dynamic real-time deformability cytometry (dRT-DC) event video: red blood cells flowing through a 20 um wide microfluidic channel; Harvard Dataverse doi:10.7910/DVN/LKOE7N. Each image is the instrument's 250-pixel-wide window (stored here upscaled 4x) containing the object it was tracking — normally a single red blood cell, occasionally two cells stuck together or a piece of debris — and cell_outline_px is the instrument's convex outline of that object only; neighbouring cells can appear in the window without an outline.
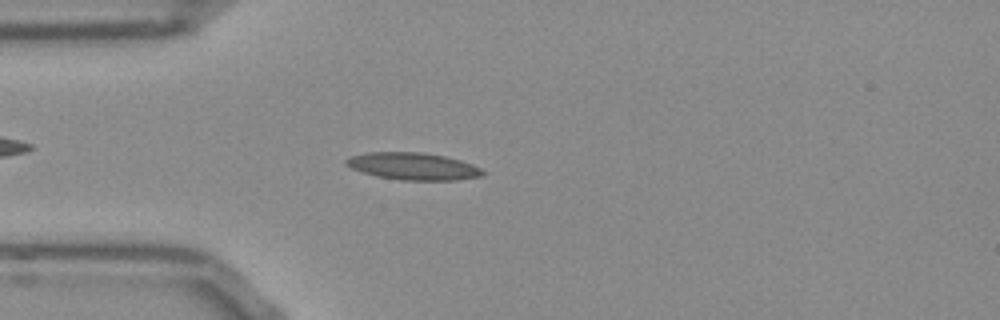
{"species": "Egyptian fruit bat (a non-hibernating species)", "species_latin": "Rousettus aegyptiacus", "temperature_condition": "room temperature", "stored_images_in_passage": 40, "camera_frame_rate_fps": 3000, "um_per_image_px": 0.085, "frame": {"image": 1, "passage_image": 1, "time_ms": 0.0, "image_size_px": [1000, 320], "cell_outline_px": [[484, 176], [452, 180], [404, 180], [376, 176], [352, 168], [344, 164], [344, 160], [352, 156], [368, 152], [424, 152], [444, 156], [460, 160], [472, 164], [480, 168], [484, 172]], "centroid_in_image_um": [35.12, 14.13], "position_along_channel_um": 49.9, "area_um2": 21.5}}
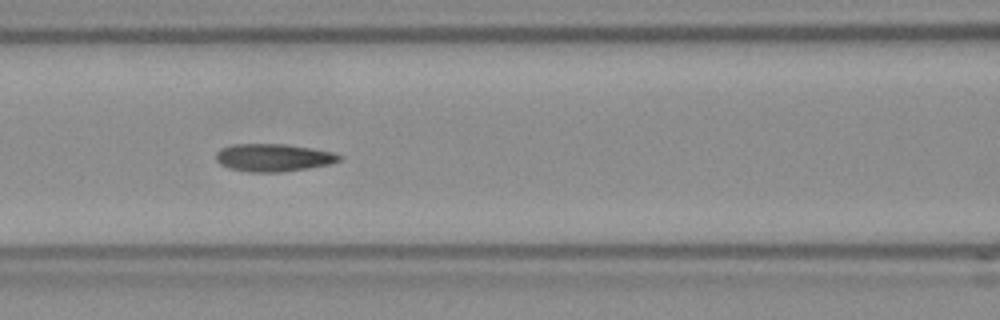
{"frame": {"image": 2, "passage_image": 9, "time_ms": 2.667, "image_size_px": [1000, 320], "cell_outline_px": [[344, 156], [340, 160], [328, 164], [308, 168], [280, 172], [248, 172], [228, 168], [220, 164], [216, 160], [216, 152], [220, 148], [232, 144], [284, 144], [312, 148], [332, 152]], "centroid_in_image_um": [23.2, 13.39], "position_along_channel_um": 143.4, "area_um2": 19.94}}
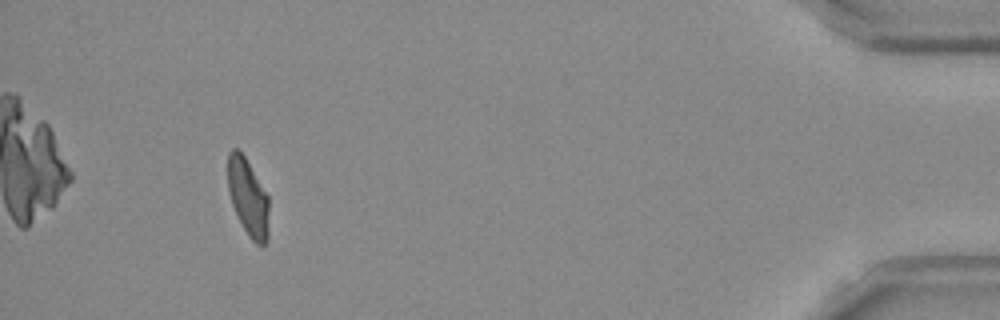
{"frame": {"image": 3, "passage_image": 36, "time_ms": 11.667, "image_size_px": [1000, 320], "cell_outline_px": [[268, 240], [264, 244], [256, 244], [248, 236], [232, 204], [228, 188], [228, 152], [232, 148], [236, 148], [244, 156], [268, 196]], "centroid_in_image_um": [21.08, 16.78], "position_along_channel_um": 414.1, "area_um2": 18.15}, "authors_computed_cell_mechanics": {"area_um2": 19.2185, "velocity_mm_per_s": 3.7985, "shape_relaxation_time_tau1_ms": 8.8698, "shape_relaxation_time_tau2_ms": 1.6954, "deformation_change_tau1": 0.2547, "deformation_change_tau2": 0.0841}}